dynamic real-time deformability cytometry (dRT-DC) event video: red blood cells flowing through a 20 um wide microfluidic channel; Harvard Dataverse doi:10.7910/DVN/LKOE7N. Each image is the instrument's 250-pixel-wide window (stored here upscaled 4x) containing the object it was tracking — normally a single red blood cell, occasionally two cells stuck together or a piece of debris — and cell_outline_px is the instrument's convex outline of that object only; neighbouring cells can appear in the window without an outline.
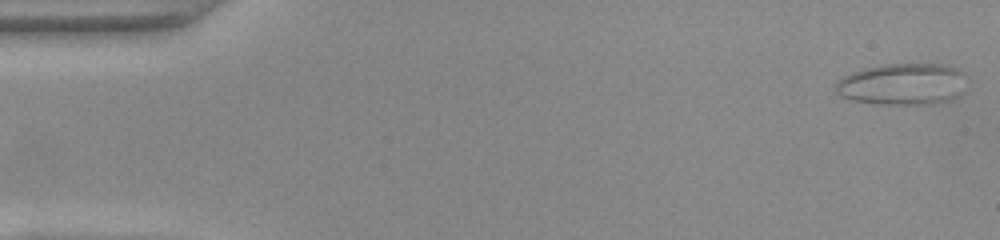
{"species": "common noctule bat (a hibernating species)", "species_latin": "Nyctalus noctula", "temperature_condition": "warm", "stored_images_in_passage": 52, "segment_of_instrument_passage": [1, 2], "camera_frame_rate_fps": 3000, "um_per_image_px": 0.085, "animal": {"sex": "female", "body_mass_g": 22.0, "forearm_length_mm": 56.7}, "frame": {"image": 1, "passage_image": 1, "time_ms": 0.0, "image_size_px": [1000, 240], "cell_outline_px": [[968, 76], [960, 92], [956, 96], [948, 100], [932, 104], [880, 104], [852, 100], [840, 96], [836, 92], [836, 80], [852, 72], [864, 68], [884, 64], [948, 64], [960, 68]], "centroid_in_image_um": [76.74, 7.13], "position_along_channel_um": 8.3, "area_um2": 32.08}}
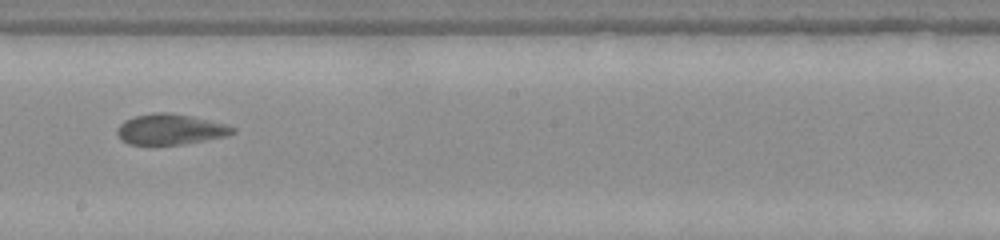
{"frame": {"image": 2, "passage_image": 29, "time_ms": 9.333, "image_size_px": [1000, 240], "cell_outline_px": [[236, 132], [228, 136], [184, 144], [152, 148], [128, 144], [120, 140], [116, 132], [116, 128], [124, 120], [136, 116], [152, 112], [168, 112], [192, 116], [228, 124], [236, 128]], "centroid_in_image_um": [14.44, 11.04], "position_along_channel_um": 233.8, "area_um2": 21.68}}
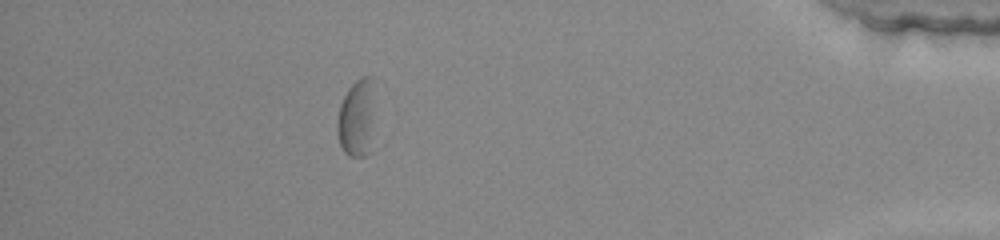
{"frame": {"image": 3, "passage_image": 46, "time_ms": 15.0, "image_size_px": [1000, 240], "cell_outline_px": [[376, 76], [364, 156], [348, 156], [344, 152], [340, 144], [336, 132], [336, 120], [340, 104], [348, 88], [360, 76]], "centroid_in_image_um": [30.23, 9.87], "position_along_channel_um": 405.0, "area_um2": 16.13}}